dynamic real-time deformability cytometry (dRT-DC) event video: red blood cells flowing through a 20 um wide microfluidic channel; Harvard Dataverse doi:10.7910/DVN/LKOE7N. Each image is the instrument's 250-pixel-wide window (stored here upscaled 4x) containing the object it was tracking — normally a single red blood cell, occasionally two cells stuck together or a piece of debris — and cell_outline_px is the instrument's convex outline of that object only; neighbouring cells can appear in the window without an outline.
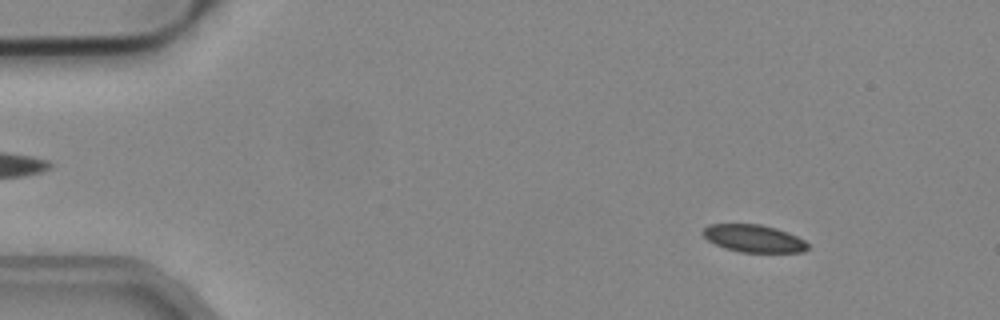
{"species": "common noctule bat (a hibernating species)", "species_latin": "Nyctalus noctula", "temperature_condition": "cold", "stored_images_in_passage": 38, "camera_frame_rate_fps": 3000, "um_per_image_px": 0.085, "animal": {"sex": "male", "body_mass_g": 19.2, "forearm_length_mm": 51.8}, "frame": {"image": 1, "passage_image": 6, "time_ms": 1.667, "image_size_px": [1000, 320], "cell_outline_px": [[812, 244], [804, 252], [740, 252], [724, 248], [708, 240], [700, 232], [708, 224], [760, 224], [776, 228], [788, 232]], "centroid_in_image_um": [64.08, 20.27], "position_along_channel_um": 20.9, "area_um2": 16.94}}
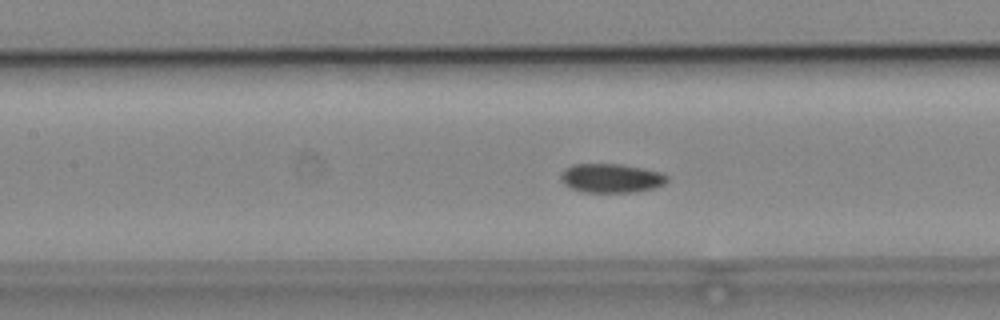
{"frame": {"image": 2, "passage_image": 23, "time_ms": 7.333, "image_size_px": [1000, 320], "cell_outline_px": [[668, 180], [664, 184], [652, 188], [632, 192], [584, 192], [572, 188], [564, 184], [560, 176], [560, 172], [564, 168], [572, 164], [620, 164], [644, 168], [660, 172], [668, 176]], "centroid_in_image_um": [51.93, 15.13], "position_along_channel_um": 155.5, "area_um2": 17.98}}
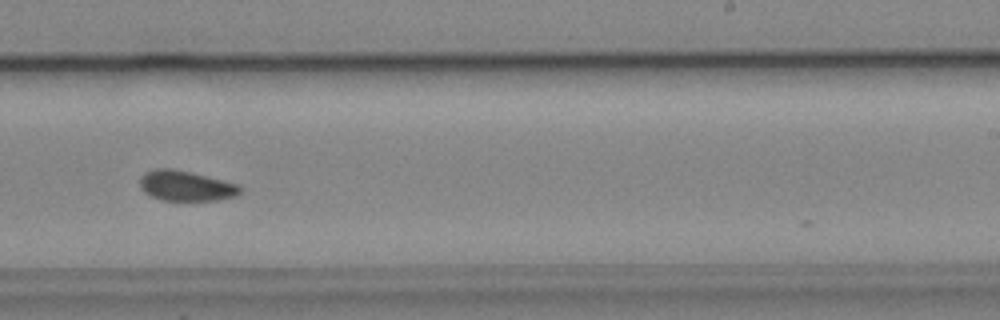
{"frame": {"image": 3, "passage_image": 32, "time_ms": 10.333, "image_size_px": [1000, 320], "cell_outline_px": [[240, 192], [236, 196], [216, 200], [160, 200], [144, 192], [140, 188], [140, 176], [144, 172], [156, 168], [172, 168], [236, 184], [240, 188]], "centroid_in_image_um": [15.72, 15.8], "position_along_channel_um": 273.3, "area_um2": 17.34}}